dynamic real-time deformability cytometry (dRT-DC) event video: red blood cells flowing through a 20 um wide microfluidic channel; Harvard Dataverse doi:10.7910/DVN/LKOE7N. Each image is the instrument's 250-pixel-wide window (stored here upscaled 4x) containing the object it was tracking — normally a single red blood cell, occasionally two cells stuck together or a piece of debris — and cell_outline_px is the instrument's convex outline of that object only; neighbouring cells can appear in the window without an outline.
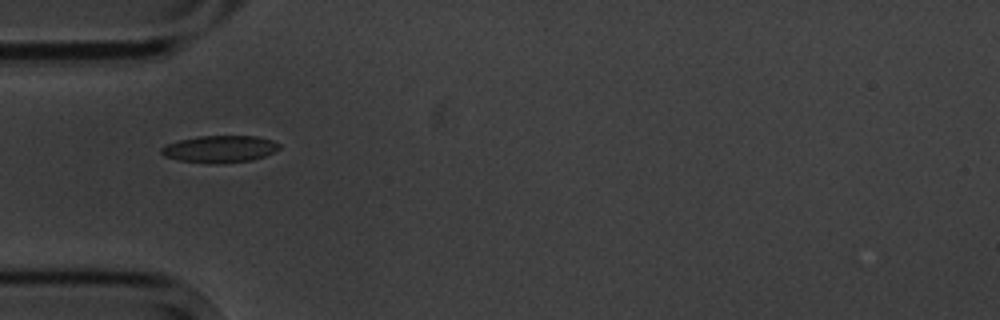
{"species": "common noctule bat (a hibernating species)", "species_latin": "Nyctalus noctula", "temperature_condition": "cold", "stored_images_in_passage": 4, "camera_frame_rate_fps": 3000, "um_per_image_px": 0.085, "animal": {"sex": "male", "body_mass_g": 20.1, "forearm_length_mm": 53.5}, "frame": {"image": 1, "passage_image": 1, "time_ms": 0.0, "image_size_px": [1000, 320], "cell_outline_px": [[280, 148], [264, 156], [252, 160], [224, 164], [208, 164], [176, 160], [164, 156], [160, 152], [160, 148], [168, 144], [180, 140], [200, 136], [256, 136], [272, 140], [280, 144]], "centroid_in_image_um": [18.66, 12.68], "position_along_channel_um": 66.3, "area_um2": 18.73}}
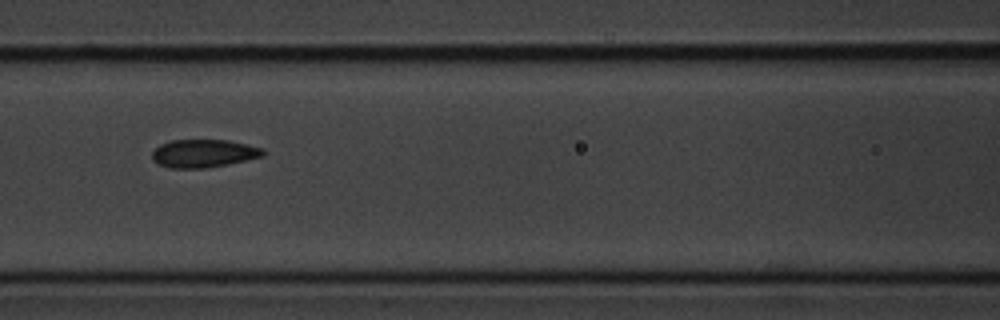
{"frame": {"image": 2, "passage_image": 3, "time_ms": 2.333, "image_size_px": [1000, 320], "cell_outline_px": [[264, 156], [228, 164], [204, 168], [168, 168], [152, 160], [152, 152], [160, 144], [168, 140], [228, 140], [264, 148]], "centroid_in_image_um": [17.29, 13.03], "position_along_channel_um": 149.3, "area_um2": 18.15}}
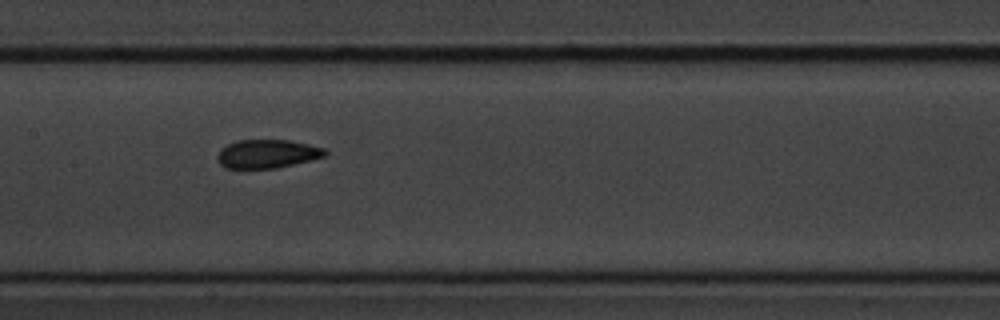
{"frame": {"image": 3, "passage_image": 4, "time_ms": 3.333, "image_size_px": [1000, 320], "cell_outline_px": [[328, 152], [324, 156], [276, 168], [224, 168], [220, 164], [216, 156], [220, 148], [236, 140], [288, 140], [308, 144], [324, 148]], "centroid_in_image_um": [22.66, 13.07], "position_along_channel_um": 184.7, "area_um2": 17.8}}